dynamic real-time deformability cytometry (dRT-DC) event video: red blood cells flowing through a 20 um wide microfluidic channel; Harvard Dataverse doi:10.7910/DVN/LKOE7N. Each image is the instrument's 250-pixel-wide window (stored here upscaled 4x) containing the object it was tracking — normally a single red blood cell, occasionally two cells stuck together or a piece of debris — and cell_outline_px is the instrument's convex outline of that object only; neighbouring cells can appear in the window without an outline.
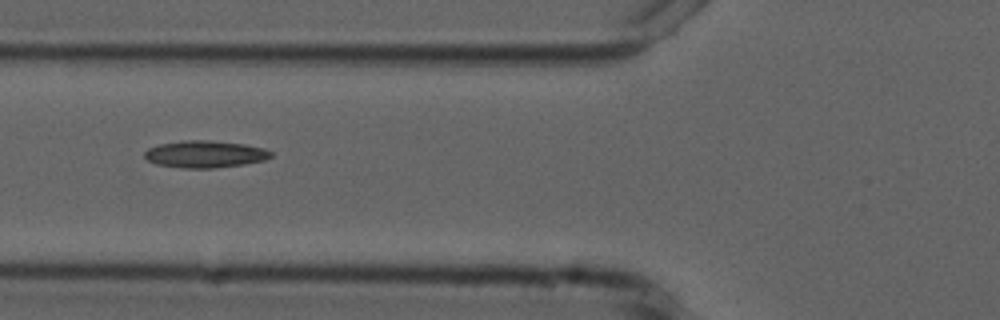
{"species": "common noctule bat (a hibernating species)", "species_latin": "Nyctalus noctula", "temperature_condition": "cold", "stored_images_in_passage": 7, "camera_frame_rate_fps": 3000, "um_per_image_px": 0.085, "animal": {"sex": "male", "forearm_length_mm": 52.5}, "frame": {"image": 1, "passage_image": 5, "time_ms": 5.667, "image_size_px": [1000, 320], "cell_outline_px": [[272, 156], [264, 160], [244, 164], [216, 168], [180, 168], [156, 164], [148, 160], [144, 156], [144, 152], [148, 148], [160, 144], [184, 140], [208, 140], [244, 144], [264, 148], [272, 152]], "centroid_in_image_um": [17.42, 13.1], "position_along_channel_um": 108.4, "area_um2": 19.94}}
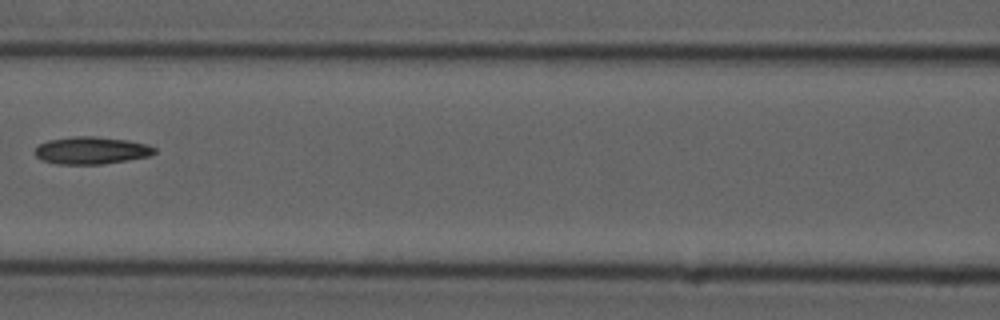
{"frame": {"image": 2, "passage_image": 6, "time_ms": 7.0, "image_size_px": [1000, 320], "cell_outline_px": [[156, 152], [148, 156], [104, 164], [56, 164], [44, 160], [36, 156], [36, 148], [40, 144], [48, 140], [72, 136], [96, 136], [128, 140], [148, 144], [156, 148]], "centroid_in_image_um": [7.79, 12.78], "position_along_channel_um": 158.8, "area_um2": 19.02}}
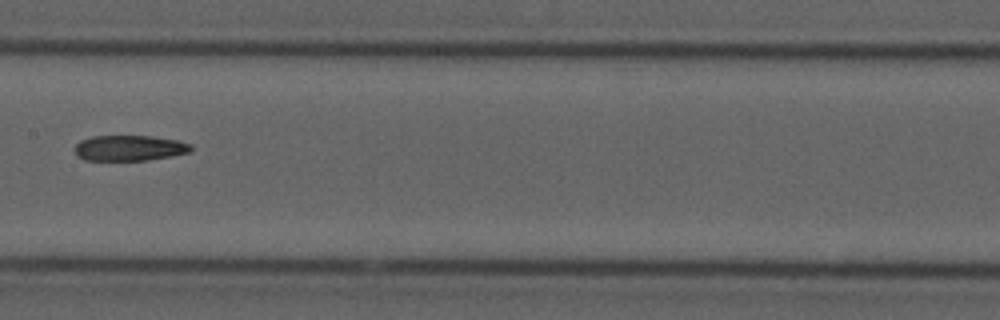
{"frame": {"image": 3, "passage_image": 7, "time_ms": 8.0, "image_size_px": [1000, 320], "cell_outline_px": [[192, 152], [148, 160], [84, 160], [76, 156], [76, 144], [80, 140], [92, 136], [152, 136], [180, 140], [192, 144]], "centroid_in_image_um": [11.04, 12.58], "position_along_channel_um": 196.4, "area_um2": 17.46}}